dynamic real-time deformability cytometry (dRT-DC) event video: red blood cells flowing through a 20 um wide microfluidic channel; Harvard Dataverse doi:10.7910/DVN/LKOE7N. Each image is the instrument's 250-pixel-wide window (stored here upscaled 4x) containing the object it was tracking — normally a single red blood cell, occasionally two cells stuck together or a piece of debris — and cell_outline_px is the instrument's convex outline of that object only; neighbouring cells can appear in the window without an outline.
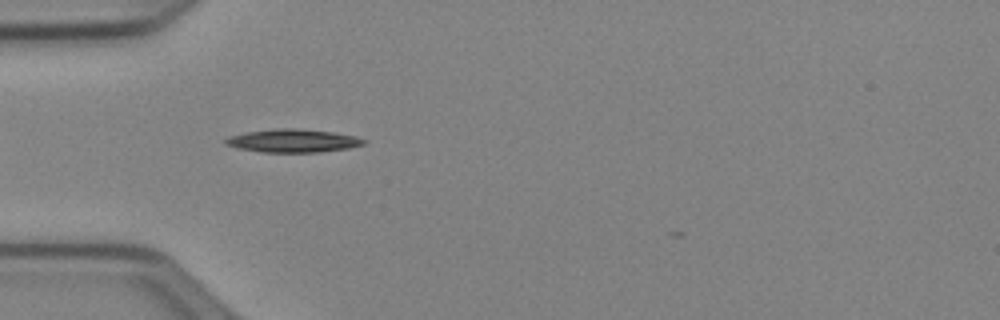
{"species": "Egyptian fruit bat (a non-hibernating species)", "species_latin": "Rousettus aegyptiacus", "temperature_condition": "cold", "stored_images_in_passage": 37, "camera_frame_rate_fps": 3000, "um_per_image_px": 0.085, "animal": {"sex": "female"}, "frame": {"image": 1, "passage_image": 4, "time_ms": 1.0, "image_size_px": [1000, 320], "cell_outline_px": [[368, 140], [364, 144], [348, 148], [320, 152], [264, 152], [236, 148], [224, 144], [224, 140], [228, 136], [248, 132], [276, 128], [296, 128], [332, 132], [356, 136]], "centroid_in_image_um": [24.89, 11.96], "position_along_channel_um": 60.1, "area_um2": 18.67}}
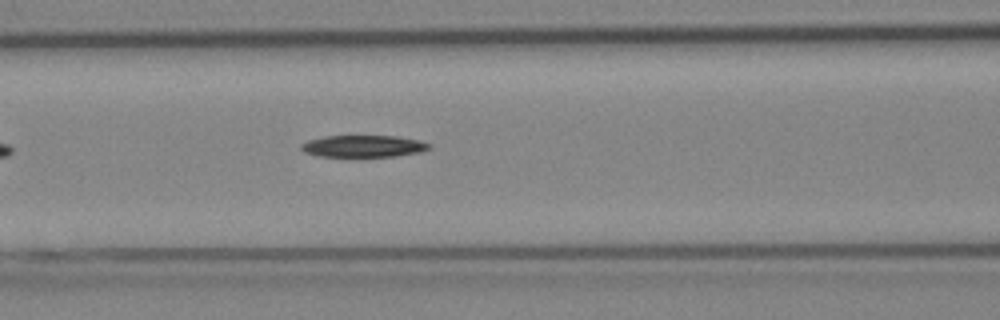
{"frame": {"image": 2, "passage_image": 10, "time_ms": 3.0, "image_size_px": [1000, 320], "cell_outline_px": [[432, 148], [420, 152], [396, 156], [316, 156], [304, 152], [300, 148], [300, 144], [308, 140], [324, 136], [396, 136], [420, 140], [432, 144]], "centroid_in_image_um": [30.9, 12.42], "position_along_channel_um": 135.7, "area_um2": 16.42}}
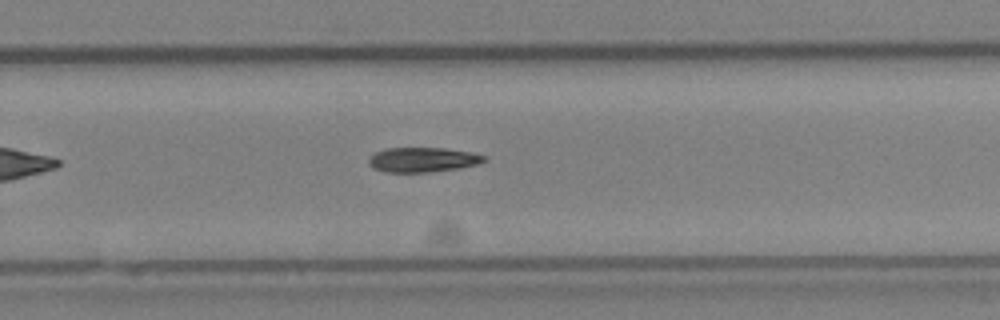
{"frame": {"image": 3, "passage_image": 22, "time_ms": 7.0, "image_size_px": [1000, 320], "cell_outline_px": [[488, 160], [476, 164], [460, 168], [428, 172], [384, 172], [372, 168], [368, 164], [368, 160], [376, 152], [384, 148], [444, 148], [472, 152], [484, 156]], "centroid_in_image_um": [35.91, 13.58], "position_along_channel_um": 293.9, "area_um2": 16.65}, "authors_computed_cell_mechanics": {"area_um2": 17.1088, "velocity_mm_per_s": 3.9728, "shape_relaxation_time_tau1_ms": 2.3883, "shape_relaxation_time_tau2_ms": null, "deformation_change_tau1": 0.1053, "deformation_change_tau2": null}}